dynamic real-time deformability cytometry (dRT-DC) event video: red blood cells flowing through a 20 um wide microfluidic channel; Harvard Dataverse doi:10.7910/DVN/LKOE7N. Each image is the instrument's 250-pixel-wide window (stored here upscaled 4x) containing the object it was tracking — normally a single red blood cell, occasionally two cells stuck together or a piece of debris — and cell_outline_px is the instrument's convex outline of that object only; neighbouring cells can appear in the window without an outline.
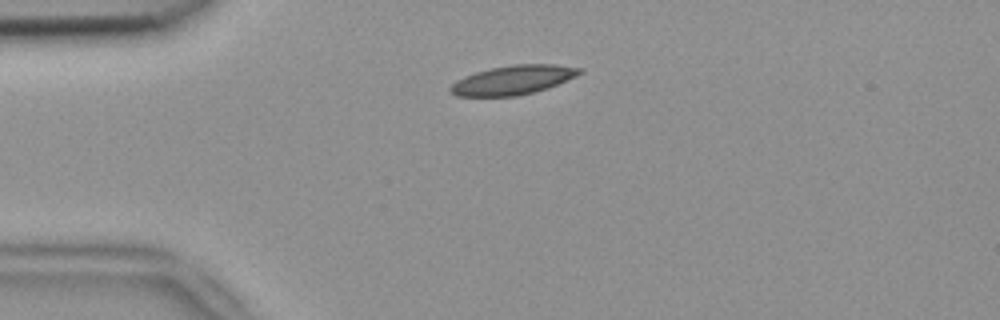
{"species": "common noctule bat (a hibernating species)", "species_latin": "Nyctalus noctula", "temperature_condition": "room temperature", "stored_images_in_passage": 2, "camera_frame_rate_fps": 3000, "um_per_image_px": 0.085, "animal": {"sex": "female", "body_mass_g": 18.4}, "frame": {"image": 1, "passage_image": 1, "time_ms": 0.0, "image_size_px": [1000, 320], "cell_outline_px": [[584, 72], [576, 76], [548, 88], [516, 96], [456, 96], [448, 92], [448, 88], [456, 80], [464, 76], [476, 72], [492, 68], [512, 64], [556, 64], [584, 68]], "centroid_in_image_um": [43.61, 6.79], "position_along_channel_um": 41.4, "area_um2": 22.08}}